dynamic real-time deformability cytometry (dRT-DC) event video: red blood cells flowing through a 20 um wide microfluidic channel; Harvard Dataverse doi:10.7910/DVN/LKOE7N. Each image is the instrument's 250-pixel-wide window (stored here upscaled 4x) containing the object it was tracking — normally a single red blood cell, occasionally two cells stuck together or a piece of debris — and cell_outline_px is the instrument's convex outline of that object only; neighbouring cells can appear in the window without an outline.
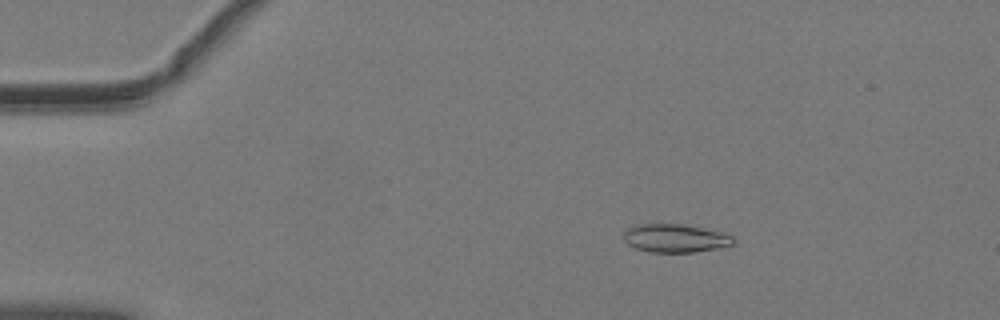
{"species": "common noctule bat (a hibernating species)", "species_latin": "Nyctalus noctula", "temperature_condition": "warm", "stored_images_in_passage": 52, "camera_frame_rate_fps": 3000, "um_per_image_px": 0.085, "animal": {"sex": "male", "body_mass_g": 19.2, "forearm_length_mm": 51.8}, "frame": {"image": 1, "passage_image": 10, "time_ms": 3.0, "image_size_px": [1000, 320], "cell_outline_px": [[736, 244], [720, 248], [692, 252], [648, 252], [636, 248], [628, 244], [624, 240], [624, 232], [632, 224], [684, 224], [720, 232], [732, 236], [736, 240]], "centroid_in_image_um": [57.4, 20.25], "position_along_channel_um": 27.6, "area_um2": 18.21}}
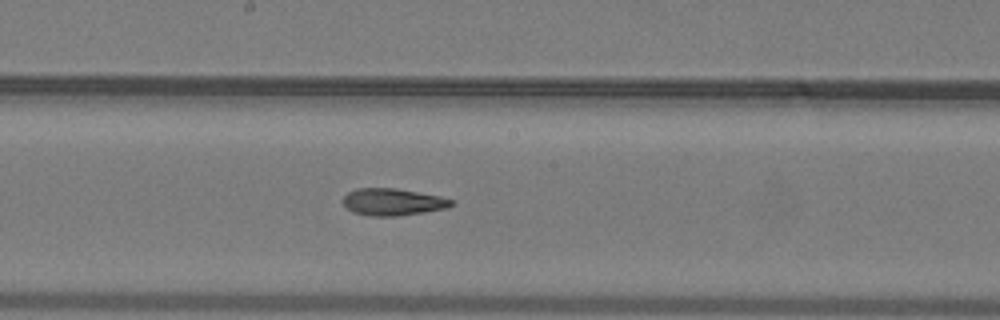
{"frame": {"image": 2, "passage_image": 29, "time_ms": 9.333, "image_size_px": [1000, 320], "cell_outline_px": [[456, 204], [448, 208], [424, 212], [396, 216], [368, 216], [352, 212], [344, 204], [344, 196], [348, 192], [356, 188], [396, 188], [440, 196], [452, 200]], "centroid_in_image_um": [33.4, 17.17], "position_along_channel_um": 214.8, "area_um2": 17.11}}
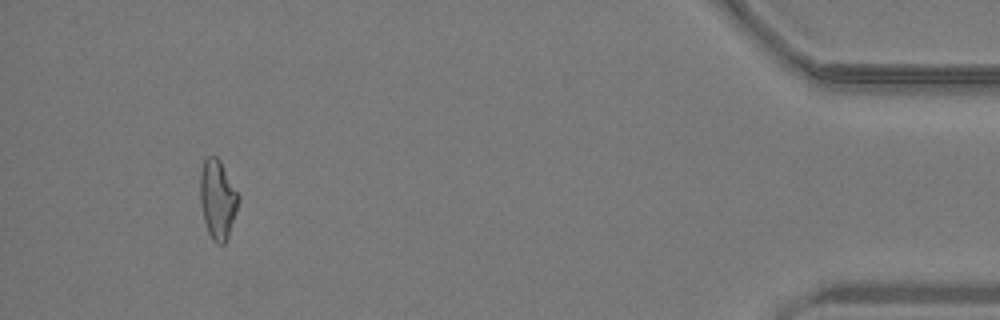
{"frame": {"image": 3, "passage_image": 49, "time_ms": 16.0, "image_size_px": [1000, 320], "cell_outline_px": [[240, 200], [228, 240], [224, 244], [216, 244], [212, 240], [208, 232], [204, 220], [200, 204], [200, 172], [204, 156], [216, 156], [220, 160], [240, 196]], "centroid_in_image_um": [18.5, 16.95], "position_along_channel_um": 416.7, "area_um2": 18.09}}